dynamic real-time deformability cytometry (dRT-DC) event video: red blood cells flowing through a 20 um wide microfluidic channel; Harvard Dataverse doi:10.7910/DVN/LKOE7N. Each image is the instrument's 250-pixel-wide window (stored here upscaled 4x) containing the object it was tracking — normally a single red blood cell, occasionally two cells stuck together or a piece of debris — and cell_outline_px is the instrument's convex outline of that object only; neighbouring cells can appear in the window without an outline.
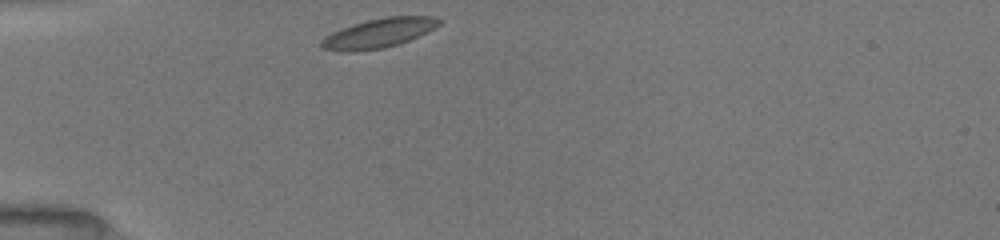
{"species": "common noctule bat (a hibernating species)", "species_latin": "Nyctalus noctula", "temperature_condition": "room temperature", "stored_images_in_passage": 25, "camera_frame_rate_fps": 3000, "um_per_image_px": 0.085, "animal": {"sex": "female", "body_mass_g": 19.5, "forearm_length_mm": 54.1}, "frame": {"image": 1, "passage_image": 1, "time_ms": 0.0, "image_size_px": [1000, 240], "cell_outline_px": [[440, 24], [408, 40], [384, 48], [348, 52], [340, 52], [320, 48], [320, 40], [324, 36], [332, 32], [352, 24], [384, 16], [432, 16], [440, 20]], "centroid_in_image_um": [32.09, 2.82], "position_along_channel_um": 52.9, "area_um2": 19.94}}
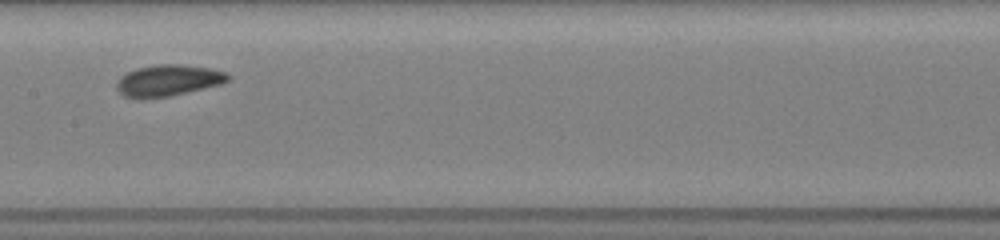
{"frame": {"image": 2, "passage_image": 11, "time_ms": 4.0, "image_size_px": [1000, 240], "cell_outline_px": [[232, 76], [228, 80], [220, 84], [168, 96], [140, 100], [124, 96], [116, 88], [116, 84], [120, 76], [136, 68], [160, 64], [180, 64], [208, 68], [224, 72]], "centroid_in_image_um": [14.24, 6.85], "position_along_channel_um": 193.2, "area_um2": 20.23}}
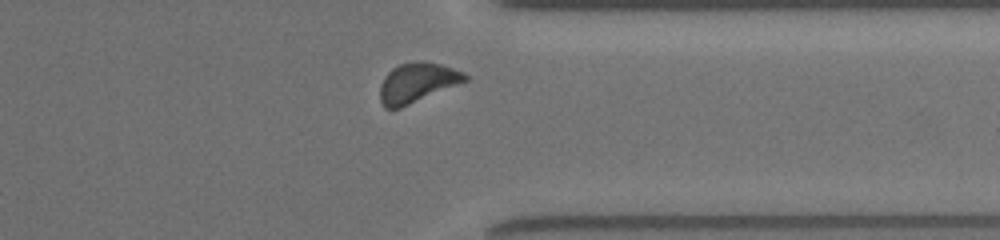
{"frame": {"image": 3, "passage_image": 22, "time_ms": 8.667, "image_size_px": [1000, 240], "cell_outline_px": [[468, 80], [400, 108], [384, 108], [380, 100], [380, 84], [384, 76], [392, 68], [400, 64], [424, 60], [440, 64], [464, 72], [468, 76]], "centroid_in_image_um": [35.44, 7.02], "position_along_channel_um": 376.0, "area_um2": 19.54}, "authors_computed_cell_mechanics": {"area_um2": 19.4208, "velocity_mm_per_s": 3.9524, "shape_relaxation_time_tau1_ms": 1.0807, "shape_relaxation_time_tau2_ms": 2.2919, "deformation_change_tau1": 0.0777, "deformation_change_tau2": 0.0769}}